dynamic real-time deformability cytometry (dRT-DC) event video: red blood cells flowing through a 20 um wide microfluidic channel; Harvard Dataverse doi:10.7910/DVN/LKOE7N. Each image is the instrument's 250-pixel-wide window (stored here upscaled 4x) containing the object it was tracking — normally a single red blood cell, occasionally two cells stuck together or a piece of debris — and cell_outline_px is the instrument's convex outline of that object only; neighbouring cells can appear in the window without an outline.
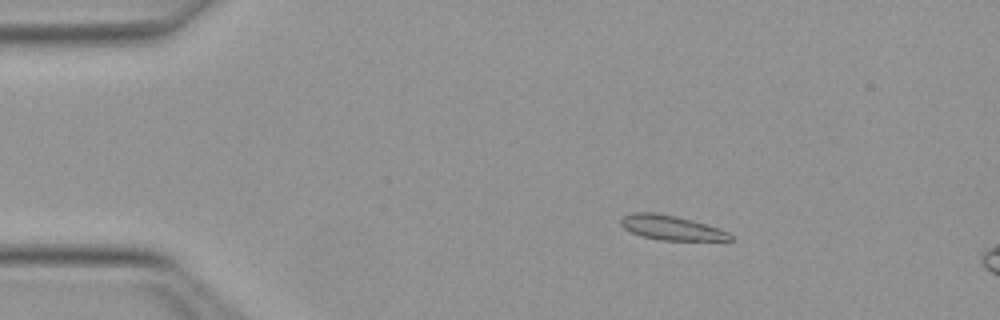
{"species": "Egyptian fruit bat (a non-hibernating species)", "species_latin": "Rousettus aegyptiacus", "temperature_condition": "warm", "stored_images_in_passage": 51, "camera_frame_rate_fps": 3000, "um_per_image_px": 0.085, "animal": {"sex": "female"}, "frame": {"image": 1, "passage_image": 9, "time_ms": 2.667, "image_size_px": [1000, 320], "cell_outline_px": [[732, 240], [660, 240], [640, 236], [624, 228], [620, 224], [620, 220], [624, 216], [632, 212], [656, 212], [676, 216], [704, 224], [728, 232], [732, 236]], "centroid_in_image_um": [56.99, 19.35], "position_along_channel_um": 28.0, "area_um2": 15.43}}
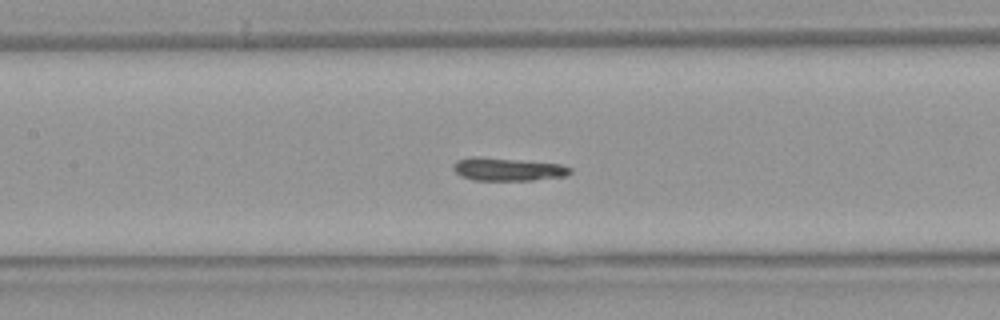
{"frame": {"image": 2, "passage_image": 24, "time_ms": 7.667, "image_size_px": [1000, 320], "cell_outline_px": [[572, 172], [568, 176], [532, 180], [472, 180], [460, 176], [452, 168], [452, 164], [456, 160], [472, 156], [480, 156], [560, 164], [572, 168]], "centroid_in_image_um": [43.13, 14.38], "position_along_channel_um": 164.3, "area_um2": 15.9}}
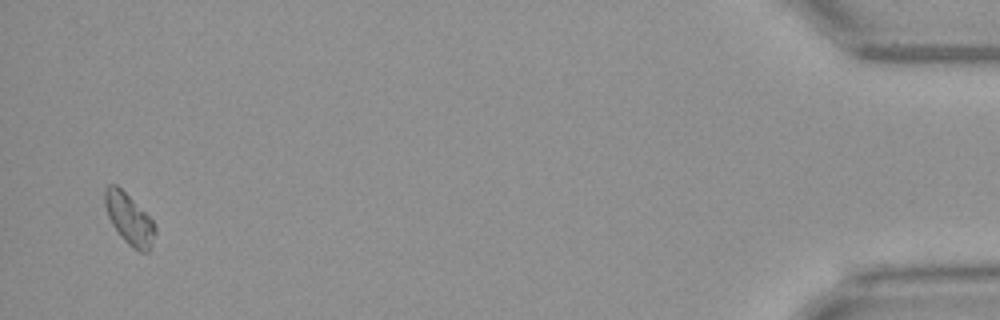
{"frame": {"image": 3, "passage_image": 50, "time_ms": 16.333, "image_size_px": [1000, 320], "cell_outline_px": [[156, 232], [148, 252], [140, 252], [132, 248], [120, 236], [112, 224], [108, 216], [104, 204], [104, 188], [108, 184], [116, 184], [152, 220], [156, 228]], "centroid_in_image_um": [10.95, 18.62], "position_along_channel_um": 424.2, "area_um2": 14.68}}